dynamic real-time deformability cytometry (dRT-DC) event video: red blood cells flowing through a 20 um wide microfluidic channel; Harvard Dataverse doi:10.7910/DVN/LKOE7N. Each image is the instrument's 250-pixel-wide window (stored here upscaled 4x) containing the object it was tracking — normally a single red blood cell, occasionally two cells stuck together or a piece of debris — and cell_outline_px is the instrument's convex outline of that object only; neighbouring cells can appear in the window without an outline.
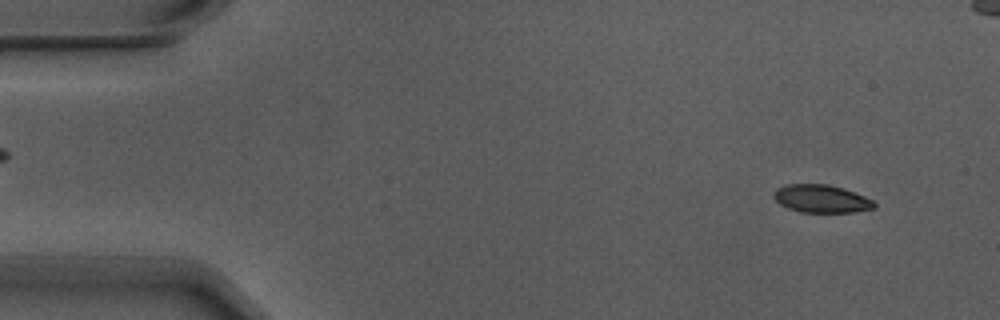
{"species": "Egyptian fruit bat (a non-hibernating species)", "species_latin": "Rousettus aegyptiacus", "temperature_condition": "warm", "stored_images_in_passage": 5, "camera_frame_rate_fps": 3000, "um_per_image_px": 0.085, "animal": {"sex": "male"}, "frame": {"image": 1, "passage_image": 1, "time_ms": 0.0, "image_size_px": [1000, 320], "cell_outline_px": [[876, 208], [852, 212], [800, 212], [788, 208], [780, 204], [772, 196], [776, 188], [788, 184], [828, 184], [844, 188], [864, 196], [872, 200], [876, 204]], "centroid_in_image_um": [69.81, 16.89], "position_along_channel_um": 15.2, "area_um2": 16.36}}